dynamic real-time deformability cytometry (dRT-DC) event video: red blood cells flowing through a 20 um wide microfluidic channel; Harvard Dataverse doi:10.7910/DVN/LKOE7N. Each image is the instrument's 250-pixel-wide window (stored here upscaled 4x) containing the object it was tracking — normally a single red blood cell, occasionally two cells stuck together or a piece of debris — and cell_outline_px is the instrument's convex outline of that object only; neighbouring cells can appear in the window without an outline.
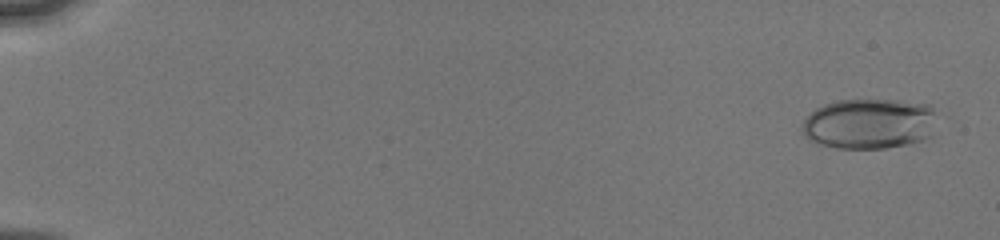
{"species": "human", "species_latin": "Homo sapiens", "temperature_condition": "cold", "stored_images_in_passage": 32, "camera_frame_rate_fps": 3000, "um_per_image_px": 0.085, "donor": {"sex": "male"}, "frame": {"image": 1, "passage_image": 3, "time_ms": 0.333, "image_size_px": [1000, 240], "cell_outline_px": [[932, 136], [924, 140], [908, 144], [884, 148], [836, 148], [816, 144], [808, 140], [800, 132], [800, 128], [804, 120], [816, 108], [824, 104], [836, 100], [896, 100], [928, 104], [932, 108]], "centroid_in_image_um": [73.81, 10.53], "position_along_channel_um": 11.2, "area_um2": 39.77}}
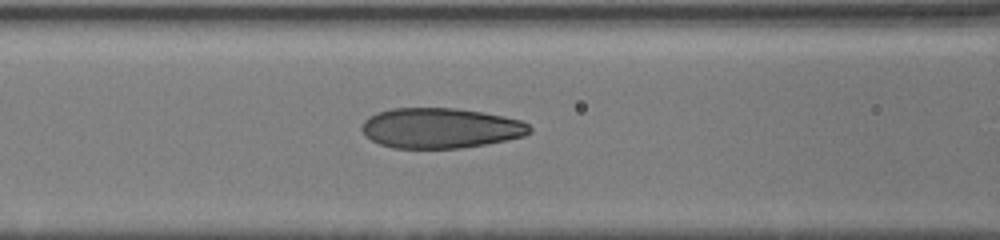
{"frame": {"image": 2, "passage_image": 25, "time_ms": 7.667, "image_size_px": [1000, 240], "cell_outline_px": [[532, 132], [524, 136], [484, 144], [460, 148], [392, 148], [380, 144], [372, 140], [360, 128], [364, 120], [368, 116], [376, 112], [392, 108], [456, 108], [504, 116], [520, 120], [528, 124], [532, 128]], "centroid_in_image_um": [37.42, 10.88], "position_along_channel_um": 129.2, "area_um2": 39.3}}
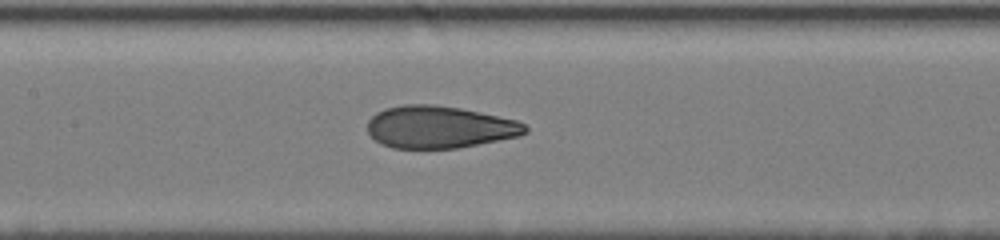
{"frame": {"image": 3, "passage_image": 29, "time_ms": 8.667, "image_size_px": [1000, 240], "cell_outline_px": [[528, 132], [520, 136], [456, 148], [392, 148], [380, 144], [368, 132], [368, 120], [376, 112], [384, 108], [404, 104], [436, 104], [460, 108], [480, 112], [516, 120], [524, 124], [528, 128]], "centroid_in_image_um": [37.33, 10.79], "position_along_channel_um": 170.1, "area_um2": 38.9}}